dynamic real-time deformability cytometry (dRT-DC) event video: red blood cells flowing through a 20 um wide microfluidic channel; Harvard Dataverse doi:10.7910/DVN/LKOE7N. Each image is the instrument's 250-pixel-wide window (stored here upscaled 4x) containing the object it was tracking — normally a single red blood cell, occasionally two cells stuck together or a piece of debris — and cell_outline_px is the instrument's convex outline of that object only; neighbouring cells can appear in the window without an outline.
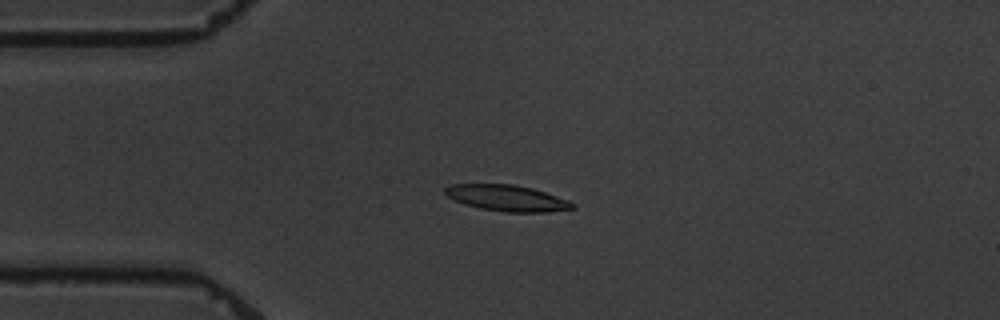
{"species": "common noctule bat (a hibernating species)", "species_latin": "Nyctalus noctula", "temperature_condition": "warm", "stored_images_in_passage": 3, "camera_frame_rate_fps": 3000, "um_per_image_px": 0.085, "animal": {"sex": "male", "body_mass_g": 19.5, "forearm_length_mm": 54.6}, "frame": {"image": 1, "passage_image": 2, "time_ms": 1.0, "image_size_px": [1000, 320], "cell_outline_px": [[576, 208], [548, 212], [504, 212], [480, 208], [464, 204], [448, 196], [444, 192], [444, 188], [452, 184], [512, 184], [532, 188], [568, 200], [576, 204]], "centroid_in_image_um": [43.11, 16.84], "position_along_channel_um": 41.9, "area_um2": 19.31}}